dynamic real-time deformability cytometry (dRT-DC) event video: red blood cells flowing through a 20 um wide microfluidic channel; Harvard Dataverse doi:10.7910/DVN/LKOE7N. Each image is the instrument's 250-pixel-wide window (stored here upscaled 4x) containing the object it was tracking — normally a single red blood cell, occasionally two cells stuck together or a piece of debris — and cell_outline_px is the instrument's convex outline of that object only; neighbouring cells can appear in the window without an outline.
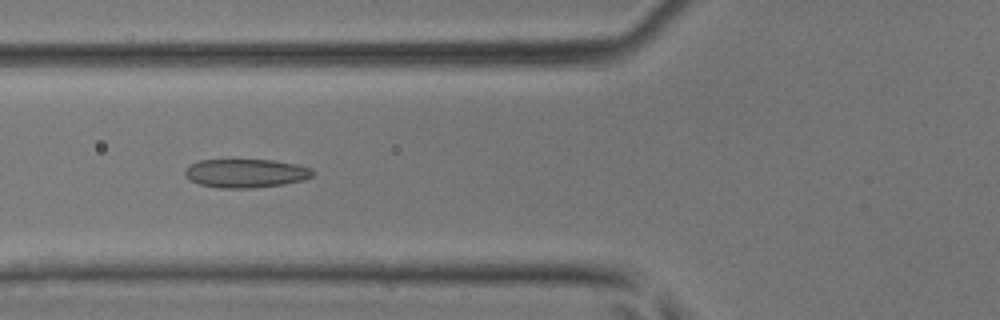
{"species": "common noctule bat (a hibernating species)", "species_latin": "Nyctalus noctula", "temperature_condition": "room temperature", "stored_images_in_passage": 27, "camera_frame_rate_fps": 3000, "um_per_image_px": 0.085, "animal": {"sex": "male", "body_mass_g": 17.9, "forearm_length_mm": 54.2}, "frame": {"image": 1, "passage_image": 8, "time_ms": 2.333, "image_size_px": [1000, 320], "cell_outline_px": [[312, 176], [304, 180], [284, 184], [252, 188], [220, 188], [200, 184], [184, 176], [184, 172], [192, 164], [200, 160], [272, 160], [296, 164], [312, 168]], "centroid_in_image_um": [20.91, 14.73], "position_along_channel_um": 104.9, "area_um2": 21.15}}
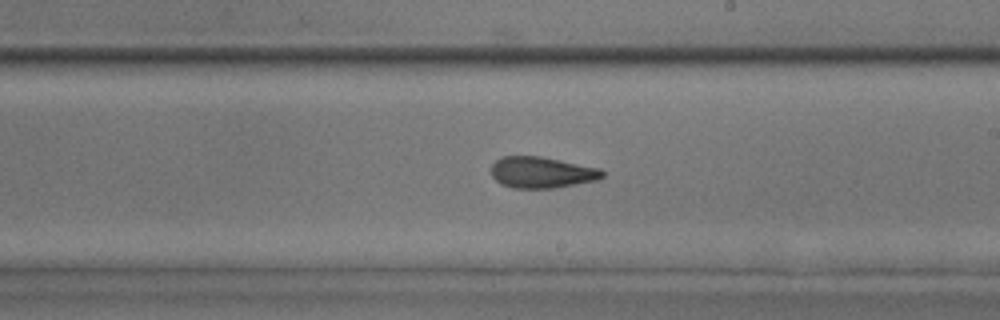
{"frame": {"image": 2, "passage_image": 17, "time_ms": 5.333, "image_size_px": [1000, 320], "cell_outline_px": [[604, 176], [596, 180], [552, 188], [512, 188], [500, 184], [492, 176], [492, 164], [500, 156], [540, 156], [600, 168], [604, 172]], "centroid_in_image_um": [46.02, 14.65], "position_along_channel_um": 243.0, "area_um2": 20.17}}
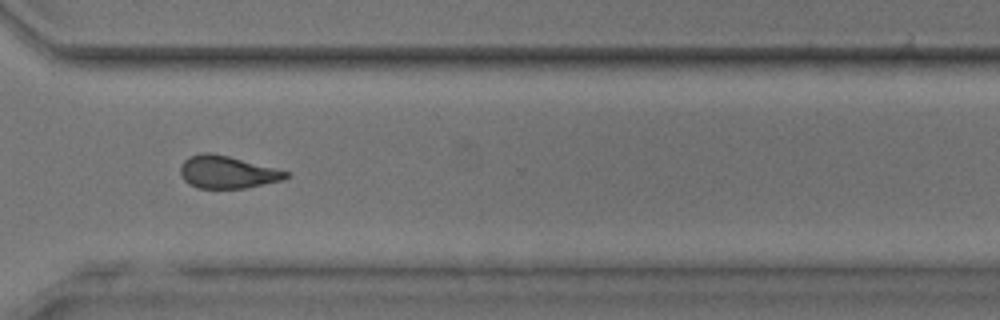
{"frame": {"image": 3, "passage_image": 24, "time_ms": 7.667, "image_size_px": [1000, 320], "cell_outline_px": [[288, 176], [284, 180], [244, 188], [200, 188], [188, 184], [184, 180], [180, 172], [180, 168], [184, 160], [188, 156], [200, 152], [208, 152], [228, 156], [276, 168], [288, 172]], "centroid_in_image_um": [19.29, 14.62], "position_along_channel_um": 351.3, "area_um2": 19.94}}